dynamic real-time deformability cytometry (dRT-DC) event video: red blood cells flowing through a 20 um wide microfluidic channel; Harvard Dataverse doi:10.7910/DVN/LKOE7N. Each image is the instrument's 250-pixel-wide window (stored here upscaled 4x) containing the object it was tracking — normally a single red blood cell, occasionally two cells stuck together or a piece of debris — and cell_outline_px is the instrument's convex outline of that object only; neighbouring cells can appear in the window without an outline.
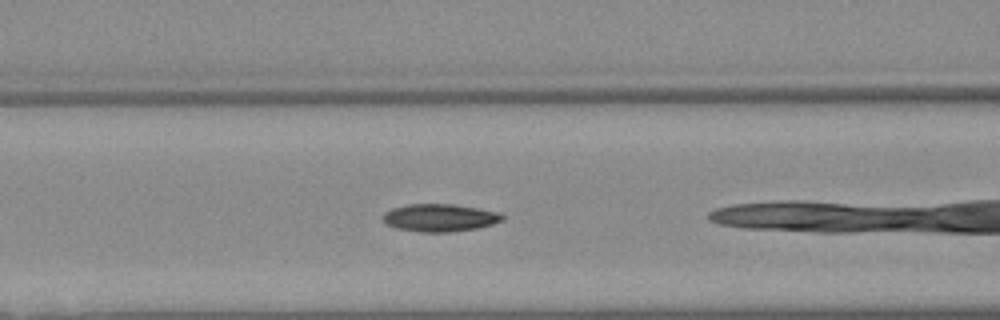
{"species": "Egyptian fruit bat (a non-hibernating species)", "species_latin": "Rousettus aegyptiacus", "temperature_condition": "warm", "stored_images_in_passage": 25, "camera_frame_rate_fps": 3000, "um_per_image_px": 0.085, "animal": {"sex": "female"}, "frame": {"image": 1, "passage_image": 5, "time_ms": 1.333, "image_size_px": [1000, 320], "cell_outline_px": [[504, 220], [492, 224], [476, 228], [448, 232], [420, 232], [396, 228], [384, 224], [380, 216], [384, 212], [392, 208], [408, 204], [452, 204], [500, 212], [504, 216]], "centroid_in_image_um": [37.32, 18.51], "position_along_channel_um": 129.3, "area_um2": 19.36}}
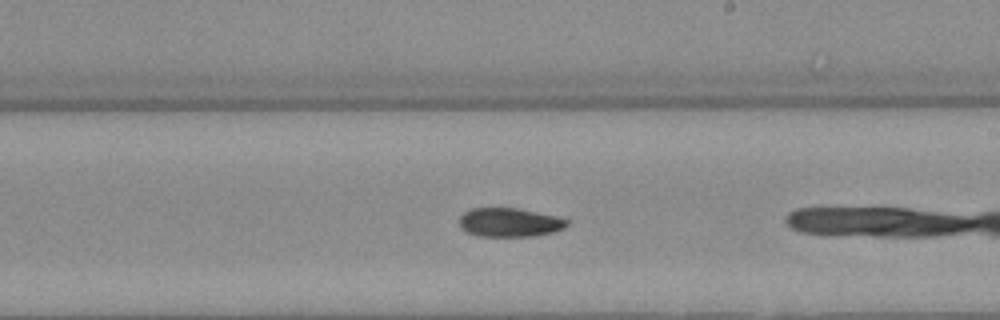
{"frame": {"image": 2, "passage_image": 14, "time_ms": 4.333, "image_size_px": [1000, 320], "cell_outline_px": [[568, 224], [564, 228], [552, 232], [532, 236], [476, 236], [464, 232], [460, 228], [460, 216], [464, 212], [472, 208], [516, 208], [556, 216], [568, 220]], "centroid_in_image_um": [43.26, 18.91], "position_along_channel_um": 245.7, "area_um2": 18.09}}
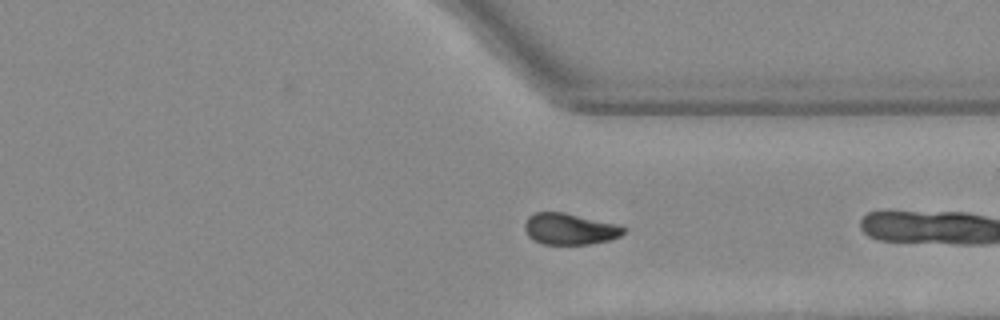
{"frame": {"image": 3, "passage_image": 23, "time_ms": 7.333, "image_size_px": [1000, 320], "cell_outline_px": [[624, 232], [620, 236], [608, 240], [588, 244], [544, 244], [528, 236], [524, 228], [524, 224], [528, 216], [536, 212], [564, 212], [620, 224], [624, 228]], "centroid_in_image_um": [48.43, 19.44], "position_along_channel_um": 363.0, "area_um2": 18.03}}